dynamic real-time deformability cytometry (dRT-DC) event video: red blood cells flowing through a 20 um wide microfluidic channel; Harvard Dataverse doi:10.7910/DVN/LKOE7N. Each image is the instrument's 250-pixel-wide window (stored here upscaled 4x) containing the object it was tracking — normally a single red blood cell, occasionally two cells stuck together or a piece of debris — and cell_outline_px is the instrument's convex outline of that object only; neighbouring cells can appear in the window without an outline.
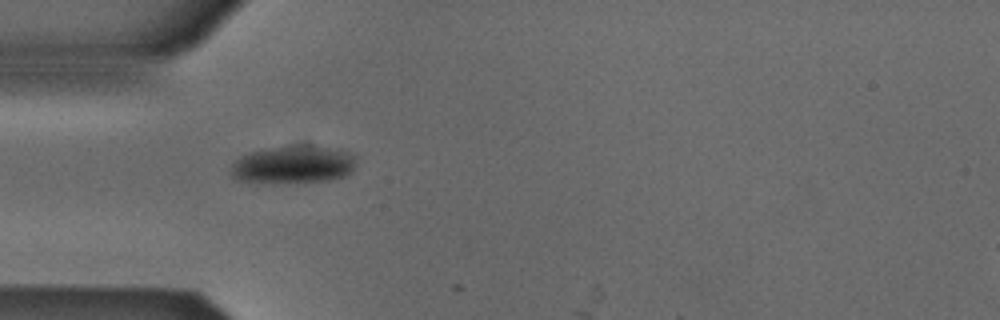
{"species": "Egyptian fruit bat (a non-hibernating species)", "species_latin": "Rousettus aegyptiacus", "temperature_condition": "cold", "stored_images_in_passage": 2, "camera_frame_rate_fps": 3000, "um_per_image_px": 0.085, "animal": {"sex": "male"}, "frame": {"image": 1, "passage_image": 1, "time_ms": 0.0, "image_size_px": [1000, 320], "cell_outline_px": [[356, 156], [352, 172], [344, 176], [328, 180], [296, 184], [260, 184], [236, 180], [232, 176], [232, 164], [240, 156], [264, 148], [292, 144], [312, 144], [340, 148]], "centroid_in_image_um": [24.93, 13.99], "position_along_channel_um": 60.1, "area_um2": 28.96}}